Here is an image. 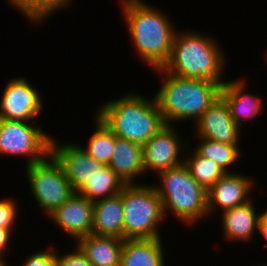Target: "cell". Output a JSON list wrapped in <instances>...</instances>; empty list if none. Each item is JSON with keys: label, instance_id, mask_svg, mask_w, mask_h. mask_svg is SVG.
<instances>
[{"label": "cell", "instance_id": "cell-1", "mask_svg": "<svg viewBox=\"0 0 267 266\" xmlns=\"http://www.w3.org/2000/svg\"><path fill=\"white\" fill-rule=\"evenodd\" d=\"M121 9L137 53L147 66L160 69L168 62L175 27L168 15L142 0H121Z\"/></svg>", "mask_w": 267, "mask_h": 266}, {"label": "cell", "instance_id": "cell-2", "mask_svg": "<svg viewBox=\"0 0 267 266\" xmlns=\"http://www.w3.org/2000/svg\"><path fill=\"white\" fill-rule=\"evenodd\" d=\"M162 75V86L154 94L166 125L196 121L220 97L221 83L207 79L174 76L162 68L155 69Z\"/></svg>", "mask_w": 267, "mask_h": 266}, {"label": "cell", "instance_id": "cell-3", "mask_svg": "<svg viewBox=\"0 0 267 266\" xmlns=\"http://www.w3.org/2000/svg\"><path fill=\"white\" fill-rule=\"evenodd\" d=\"M96 111L95 114L117 138L142 147L166 125L155 97L149 100L137 92L107 101Z\"/></svg>", "mask_w": 267, "mask_h": 266}, {"label": "cell", "instance_id": "cell-4", "mask_svg": "<svg viewBox=\"0 0 267 266\" xmlns=\"http://www.w3.org/2000/svg\"><path fill=\"white\" fill-rule=\"evenodd\" d=\"M177 32L170 58L162 69L174 76L207 79L223 85L226 59L217 40L195 30Z\"/></svg>", "mask_w": 267, "mask_h": 266}, {"label": "cell", "instance_id": "cell-5", "mask_svg": "<svg viewBox=\"0 0 267 266\" xmlns=\"http://www.w3.org/2000/svg\"><path fill=\"white\" fill-rule=\"evenodd\" d=\"M157 176L161 184L153 185L162 201L165 217L170 212L189 226L208 219L207 190L191 176L184 163Z\"/></svg>", "mask_w": 267, "mask_h": 266}, {"label": "cell", "instance_id": "cell-6", "mask_svg": "<svg viewBox=\"0 0 267 266\" xmlns=\"http://www.w3.org/2000/svg\"><path fill=\"white\" fill-rule=\"evenodd\" d=\"M122 205L123 239L162 238L158 228L166 218L153 184H126L122 189Z\"/></svg>", "mask_w": 267, "mask_h": 266}, {"label": "cell", "instance_id": "cell-7", "mask_svg": "<svg viewBox=\"0 0 267 266\" xmlns=\"http://www.w3.org/2000/svg\"><path fill=\"white\" fill-rule=\"evenodd\" d=\"M25 169L30 193L47 217L75 194L61 164L51 153Z\"/></svg>", "mask_w": 267, "mask_h": 266}, {"label": "cell", "instance_id": "cell-8", "mask_svg": "<svg viewBox=\"0 0 267 266\" xmlns=\"http://www.w3.org/2000/svg\"><path fill=\"white\" fill-rule=\"evenodd\" d=\"M36 122L0 119V155L28 157L25 166L44 160L51 153L52 135Z\"/></svg>", "mask_w": 267, "mask_h": 266}, {"label": "cell", "instance_id": "cell-9", "mask_svg": "<svg viewBox=\"0 0 267 266\" xmlns=\"http://www.w3.org/2000/svg\"><path fill=\"white\" fill-rule=\"evenodd\" d=\"M29 82L20 76L5 84L0 100V119L39 122L44 100Z\"/></svg>", "mask_w": 267, "mask_h": 266}, {"label": "cell", "instance_id": "cell-10", "mask_svg": "<svg viewBox=\"0 0 267 266\" xmlns=\"http://www.w3.org/2000/svg\"><path fill=\"white\" fill-rule=\"evenodd\" d=\"M175 127L165 125L143 146L145 173L149 171L158 175L184 163V150L190 149V146L181 135H178L180 133Z\"/></svg>", "mask_w": 267, "mask_h": 266}, {"label": "cell", "instance_id": "cell-11", "mask_svg": "<svg viewBox=\"0 0 267 266\" xmlns=\"http://www.w3.org/2000/svg\"><path fill=\"white\" fill-rule=\"evenodd\" d=\"M58 142L56 137L52 136L51 154L61 164L74 192L78 193L92 180L98 170H103L106 165L92 158L78 143Z\"/></svg>", "mask_w": 267, "mask_h": 266}, {"label": "cell", "instance_id": "cell-12", "mask_svg": "<svg viewBox=\"0 0 267 266\" xmlns=\"http://www.w3.org/2000/svg\"><path fill=\"white\" fill-rule=\"evenodd\" d=\"M196 137L225 144L239 145L242 129L231 117L230 109L220 96L194 123Z\"/></svg>", "mask_w": 267, "mask_h": 266}, {"label": "cell", "instance_id": "cell-13", "mask_svg": "<svg viewBox=\"0 0 267 266\" xmlns=\"http://www.w3.org/2000/svg\"><path fill=\"white\" fill-rule=\"evenodd\" d=\"M94 202L73 194L48 217L74 241L92 234Z\"/></svg>", "mask_w": 267, "mask_h": 266}, {"label": "cell", "instance_id": "cell-14", "mask_svg": "<svg viewBox=\"0 0 267 266\" xmlns=\"http://www.w3.org/2000/svg\"><path fill=\"white\" fill-rule=\"evenodd\" d=\"M251 176L233 172L226 173L207 191V211L211 215L218 207L221 213L251 200L255 186Z\"/></svg>", "mask_w": 267, "mask_h": 266}, {"label": "cell", "instance_id": "cell-15", "mask_svg": "<svg viewBox=\"0 0 267 266\" xmlns=\"http://www.w3.org/2000/svg\"><path fill=\"white\" fill-rule=\"evenodd\" d=\"M247 79L237 78L234 80H226V82L221 87L220 96L227 103L231 117L237 123V125L242 128L244 127L243 121L246 119L256 118L257 115L263 112L262 97L248 92L246 81ZM247 91V92H246Z\"/></svg>", "mask_w": 267, "mask_h": 266}, {"label": "cell", "instance_id": "cell-16", "mask_svg": "<svg viewBox=\"0 0 267 266\" xmlns=\"http://www.w3.org/2000/svg\"><path fill=\"white\" fill-rule=\"evenodd\" d=\"M220 215L225 239L231 242H250L256 231L258 234L261 213L256 212L252 199L243 205L227 209Z\"/></svg>", "mask_w": 267, "mask_h": 266}, {"label": "cell", "instance_id": "cell-17", "mask_svg": "<svg viewBox=\"0 0 267 266\" xmlns=\"http://www.w3.org/2000/svg\"><path fill=\"white\" fill-rule=\"evenodd\" d=\"M109 167L125 184H135L137 176L145 173L143 147L131 141L116 138Z\"/></svg>", "mask_w": 267, "mask_h": 266}, {"label": "cell", "instance_id": "cell-18", "mask_svg": "<svg viewBox=\"0 0 267 266\" xmlns=\"http://www.w3.org/2000/svg\"><path fill=\"white\" fill-rule=\"evenodd\" d=\"M92 234L123 239L122 191L94 202Z\"/></svg>", "mask_w": 267, "mask_h": 266}, {"label": "cell", "instance_id": "cell-19", "mask_svg": "<svg viewBox=\"0 0 267 266\" xmlns=\"http://www.w3.org/2000/svg\"><path fill=\"white\" fill-rule=\"evenodd\" d=\"M124 239L90 234L75 244L86 255L92 266H120Z\"/></svg>", "mask_w": 267, "mask_h": 266}, {"label": "cell", "instance_id": "cell-20", "mask_svg": "<svg viewBox=\"0 0 267 266\" xmlns=\"http://www.w3.org/2000/svg\"><path fill=\"white\" fill-rule=\"evenodd\" d=\"M161 238L124 239L120 266H165Z\"/></svg>", "mask_w": 267, "mask_h": 266}, {"label": "cell", "instance_id": "cell-21", "mask_svg": "<svg viewBox=\"0 0 267 266\" xmlns=\"http://www.w3.org/2000/svg\"><path fill=\"white\" fill-rule=\"evenodd\" d=\"M125 185L122 179L106 165L103 170H98L78 194L95 202L119 194Z\"/></svg>", "mask_w": 267, "mask_h": 266}, {"label": "cell", "instance_id": "cell-22", "mask_svg": "<svg viewBox=\"0 0 267 266\" xmlns=\"http://www.w3.org/2000/svg\"><path fill=\"white\" fill-rule=\"evenodd\" d=\"M184 164L191 176L207 191L226 174L217 163L201 156L194 148L185 152Z\"/></svg>", "mask_w": 267, "mask_h": 266}, {"label": "cell", "instance_id": "cell-23", "mask_svg": "<svg viewBox=\"0 0 267 266\" xmlns=\"http://www.w3.org/2000/svg\"><path fill=\"white\" fill-rule=\"evenodd\" d=\"M196 138L198 139V145L193 148H195L201 156L211 159L213 162L217 163L218 166L226 173H233V171L229 168L234 165L242 155L240 154V145L220 143L201 137Z\"/></svg>", "mask_w": 267, "mask_h": 266}, {"label": "cell", "instance_id": "cell-24", "mask_svg": "<svg viewBox=\"0 0 267 266\" xmlns=\"http://www.w3.org/2000/svg\"><path fill=\"white\" fill-rule=\"evenodd\" d=\"M94 118L93 134L87 140V147L81 146V148L96 161L108 166L117 137L96 114Z\"/></svg>", "mask_w": 267, "mask_h": 266}, {"label": "cell", "instance_id": "cell-25", "mask_svg": "<svg viewBox=\"0 0 267 266\" xmlns=\"http://www.w3.org/2000/svg\"><path fill=\"white\" fill-rule=\"evenodd\" d=\"M32 24H41L58 10L70 6L72 0H7ZM71 1V2H70Z\"/></svg>", "mask_w": 267, "mask_h": 266}, {"label": "cell", "instance_id": "cell-26", "mask_svg": "<svg viewBox=\"0 0 267 266\" xmlns=\"http://www.w3.org/2000/svg\"><path fill=\"white\" fill-rule=\"evenodd\" d=\"M15 201L9 197L0 200V228L14 229L18 217V204Z\"/></svg>", "mask_w": 267, "mask_h": 266}, {"label": "cell", "instance_id": "cell-27", "mask_svg": "<svg viewBox=\"0 0 267 266\" xmlns=\"http://www.w3.org/2000/svg\"><path fill=\"white\" fill-rule=\"evenodd\" d=\"M73 252H65L63 255L56 250L55 266H92L86 255L75 245Z\"/></svg>", "mask_w": 267, "mask_h": 266}, {"label": "cell", "instance_id": "cell-28", "mask_svg": "<svg viewBox=\"0 0 267 266\" xmlns=\"http://www.w3.org/2000/svg\"><path fill=\"white\" fill-rule=\"evenodd\" d=\"M50 247L27 256L22 266H55L56 250Z\"/></svg>", "mask_w": 267, "mask_h": 266}, {"label": "cell", "instance_id": "cell-29", "mask_svg": "<svg viewBox=\"0 0 267 266\" xmlns=\"http://www.w3.org/2000/svg\"><path fill=\"white\" fill-rule=\"evenodd\" d=\"M12 231L11 229L0 228V262L6 260L3 256L6 254V249L8 251Z\"/></svg>", "mask_w": 267, "mask_h": 266}, {"label": "cell", "instance_id": "cell-30", "mask_svg": "<svg viewBox=\"0 0 267 266\" xmlns=\"http://www.w3.org/2000/svg\"><path fill=\"white\" fill-rule=\"evenodd\" d=\"M258 233L267 241V208L261 213Z\"/></svg>", "mask_w": 267, "mask_h": 266}, {"label": "cell", "instance_id": "cell-31", "mask_svg": "<svg viewBox=\"0 0 267 266\" xmlns=\"http://www.w3.org/2000/svg\"><path fill=\"white\" fill-rule=\"evenodd\" d=\"M7 260L5 262H0V266H8Z\"/></svg>", "mask_w": 267, "mask_h": 266}]
</instances>
